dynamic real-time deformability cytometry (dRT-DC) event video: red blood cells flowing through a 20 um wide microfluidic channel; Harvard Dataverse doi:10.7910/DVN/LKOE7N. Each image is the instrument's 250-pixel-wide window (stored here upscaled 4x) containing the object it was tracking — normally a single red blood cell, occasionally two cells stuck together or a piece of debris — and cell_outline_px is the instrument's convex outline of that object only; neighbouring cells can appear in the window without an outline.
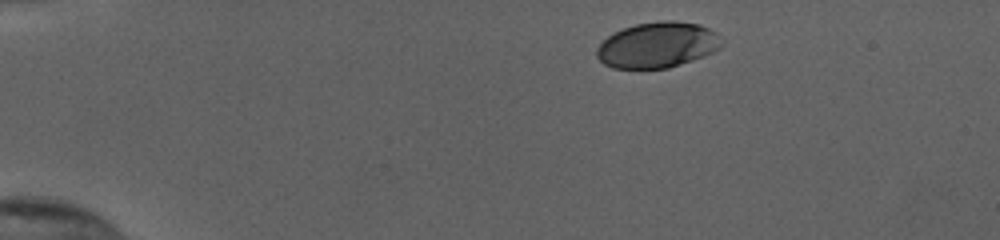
{"species": "human", "species_latin": "Homo sapiens", "temperature_condition": "cold", "stored_images_in_passage": 37, "camera_frame_rate_fps": 3000, "um_per_image_px": 0.085, "donor": {"sex": "female"}, "frame": {"image": 1, "passage_image": 1, "time_ms": 0.0, "image_size_px": [1000, 240], "cell_outline_px": [[724, 44], [720, 48], [704, 56], [668, 68], [612, 68], [604, 64], [596, 56], [596, 48], [608, 36], [624, 28], [636, 24], [664, 20], [676, 20], [700, 24], [716, 32], [724, 40]], "centroid_in_image_um": [55.92, 3.81], "position_along_channel_um": 29.1, "area_um2": 33.35}}
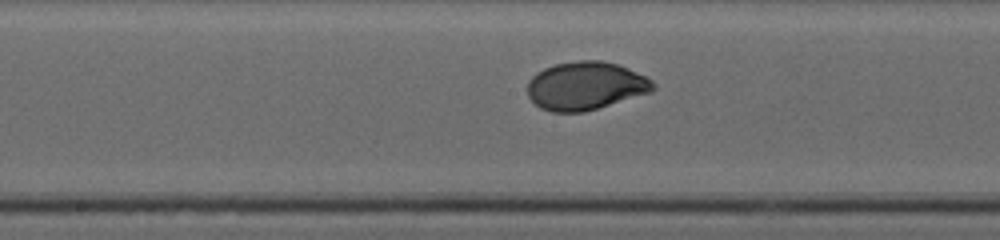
{"frame": {"image": 2, "passage_image": 21, "time_ms": 6.667, "image_size_px": [1000, 240], "cell_outline_px": [[656, 88], [652, 92], [584, 112], [552, 112], [540, 108], [528, 96], [528, 80], [536, 72], [544, 68], [556, 64], [580, 60], [600, 60], [616, 64], [628, 68], [652, 80], [656, 84]], "centroid_in_image_um": [49.78, 7.3], "position_along_channel_um": 198.4, "area_um2": 35.32}}
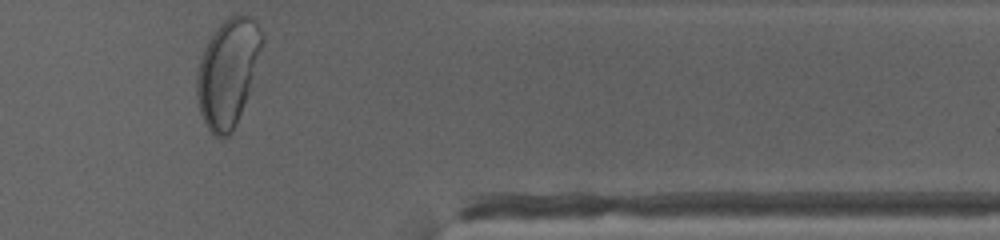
{"frame": {"image": 3, "passage_image": 37, "time_ms": 12.0, "image_size_px": [1000, 240], "cell_outline_px": [[264, 40], [248, 92], [232, 132], [228, 136], [220, 140], [208, 128], [200, 112], [196, 96], [196, 72], [204, 48], [212, 32], [228, 16], [240, 12], [256, 20], [264, 36]], "centroid_in_image_um": [19.35, 6.1], "position_along_channel_um": 392.1, "area_um2": 40.75}, "authors_computed_cell_mechanics": {"area_um2": 34.7378, "velocity_mm_per_s": 3.8437, "shape_relaxation_time_tau1_ms": 3.2652, "shape_relaxation_time_tau2_ms": null, "deformation_change_tau1": 0.1583, "deformation_change_tau2": null}}